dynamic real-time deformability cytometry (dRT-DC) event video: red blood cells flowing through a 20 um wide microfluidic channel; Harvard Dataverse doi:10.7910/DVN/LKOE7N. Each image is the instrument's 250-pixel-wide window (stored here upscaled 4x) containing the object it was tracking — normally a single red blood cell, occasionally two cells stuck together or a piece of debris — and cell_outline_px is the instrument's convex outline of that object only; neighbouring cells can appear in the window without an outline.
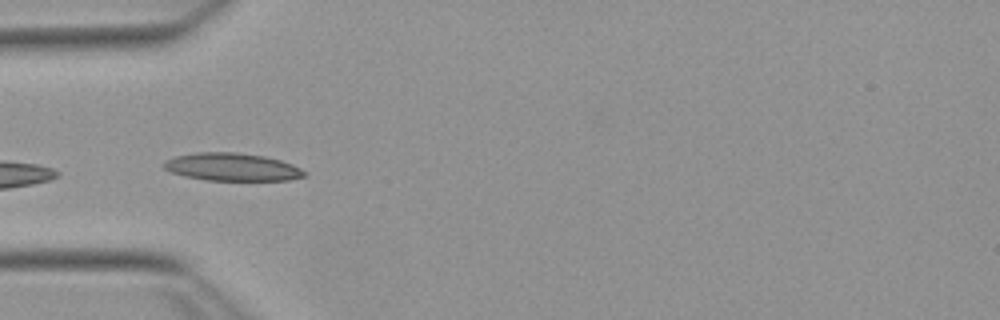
{"species": "Egyptian fruit bat (a non-hibernating species)", "species_latin": "Rousettus aegyptiacus", "temperature_condition": "warm", "stored_images_in_passage": 37, "camera_frame_rate_fps": 3000, "um_per_image_px": 0.085, "animal": {"sex": "female"}, "frame": {"image": 1, "passage_image": 1, "time_ms": 0.0, "image_size_px": [1000, 320], "cell_outline_px": [[308, 172], [304, 176], [288, 180], [204, 180], [184, 176], [172, 172], [164, 168], [160, 164], [164, 160], [176, 156], [196, 152], [236, 152], [264, 156], [280, 160], [292, 164]], "centroid_in_image_um": [19.69, 14.19], "position_along_channel_um": 65.3, "area_um2": 22.83}}
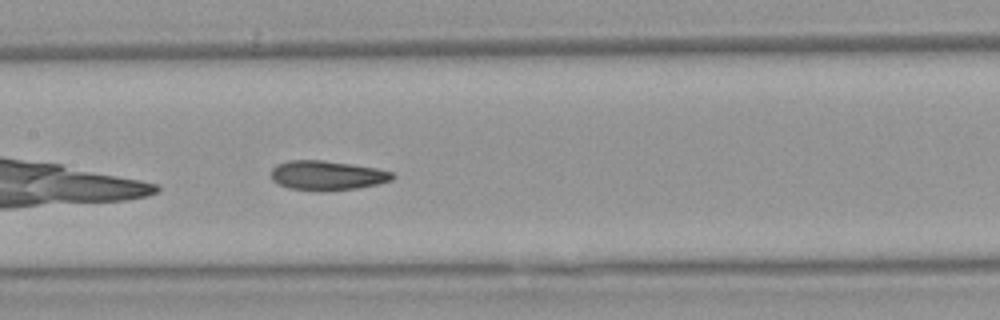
{"frame": {"image": 2, "passage_image": 10, "time_ms": 3.0, "image_size_px": [1000, 320], "cell_outline_px": [[396, 176], [392, 180], [376, 184], [356, 188], [320, 192], [288, 188], [272, 180], [272, 168], [276, 164], [288, 160], [324, 160], [352, 164], [376, 168], [392, 172]], "centroid_in_image_um": [27.79, 14.91], "position_along_channel_um": 179.6, "area_um2": 20.98}}
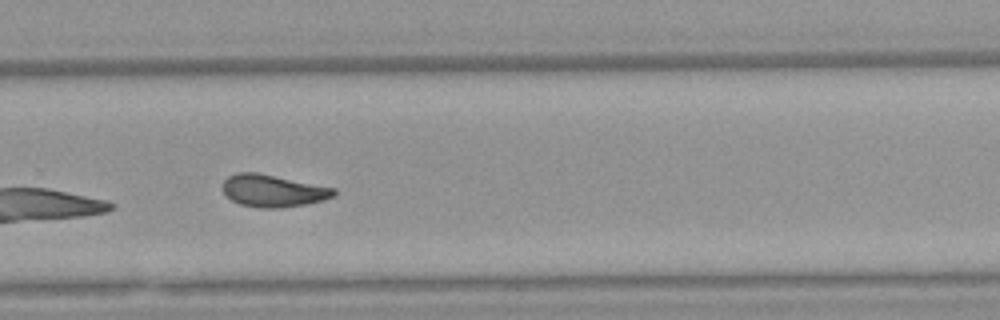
{"frame": {"image": 3, "passage_image": 20, "time_ms": 6.333, "image_size_px": [1000, 320], "cell_outline_px": [[336, 192], [332, 196], [324, 200], [304, 204], [280, 208], [256, 208], [240, 204], [232, 200], [224, 192], [224, 180], [228, 176], [236, 172], [256, 172], [336, 188]], "centroid_in_image_um": [23.2, 16.21], "position_along_channel_um": 306.6, "area_um2": 20.75}, "authors_computed_cell_mechanics": {"area_um2": 20.6346, "velocity_mm_per_s": 3.8222, "shape_relaxation_time_tau1_ms": 5.0556, "shape_relaxation_time_tau2_ms": 2.3926, "deformation_change_tau1": 0.1658, "deformation_change_tau2": 0.1017}}